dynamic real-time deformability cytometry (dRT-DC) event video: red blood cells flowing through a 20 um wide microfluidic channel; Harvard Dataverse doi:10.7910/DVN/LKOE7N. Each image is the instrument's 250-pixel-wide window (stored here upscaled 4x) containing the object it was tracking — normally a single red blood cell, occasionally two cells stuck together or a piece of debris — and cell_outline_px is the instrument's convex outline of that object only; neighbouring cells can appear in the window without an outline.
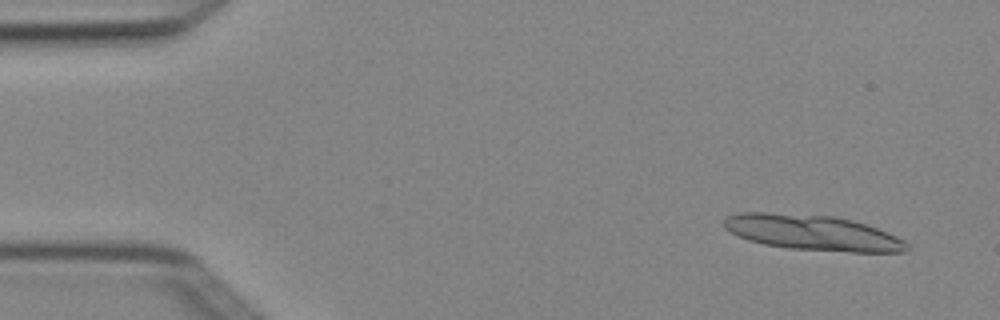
{"species": "Egyptian fruit bat (a non-hibernating species)", "species_latin": "Rousettus aegyptiacus", "temperature_condition": "cold", "stored_images_in_passage": 5, "camera_frame_rate_fps": 3000, "um_per_image_px": 0.085, "animal": {"sex": "female"}, "frame": {"image": 1, "passage_image": 1, "time_ms": 0.0, "image_size_px": [1000, 320], "cell_outline_px": [[912, 248], [904, 252], [852, 252], [788, 248], [764, 244], [748, 240], [736, 236], [724, 228], [724, 220], [728, 216], [740, 212], [768, 212], [832, 216], [852, 220], [868, 224], [888, 232], [904, 240]], "centroid_in_image_um": [69.09, 19.78], "position_along_channel_um": 15.9, "area_um2": 37.92}}